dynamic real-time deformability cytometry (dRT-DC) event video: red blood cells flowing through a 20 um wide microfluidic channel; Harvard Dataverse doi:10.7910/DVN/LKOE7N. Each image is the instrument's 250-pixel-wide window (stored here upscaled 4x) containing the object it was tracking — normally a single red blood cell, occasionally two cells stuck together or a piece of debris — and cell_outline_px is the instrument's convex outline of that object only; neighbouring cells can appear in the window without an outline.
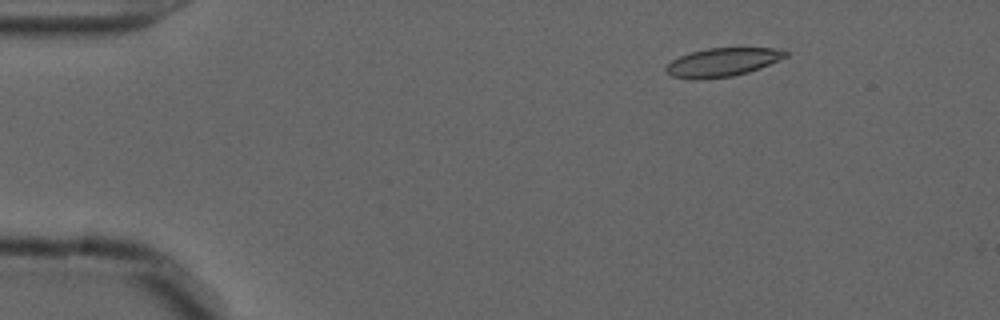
{"species": "common noctule bat (a hibernating species)", "species_latin": "Nyctalus noctula", "temperature_condition": "cold", "stored_images_in_passage": 49, "camera_frame_rate_fps": 3000, "um_per_image_px": 0.085, "animal": {"sex": "male", "forearm_length_mm": 52.5}, "frame": {"image": 1, "passage_image": 1, "time_ms": 0.0, "image_size_px": [1000, 320], "cell_outline_px": [[788, 56], [748, 72], [732, 76], [692, 80], [672, 76], [664, 68], [672, 60], [680, 56], [692, 52], [708, 48], [784, 48], [788, 52]], "centroid_in_image_um": [61.42, 5.28], "position_along_channel_um": 23.6, "area_um2": 19.71}}
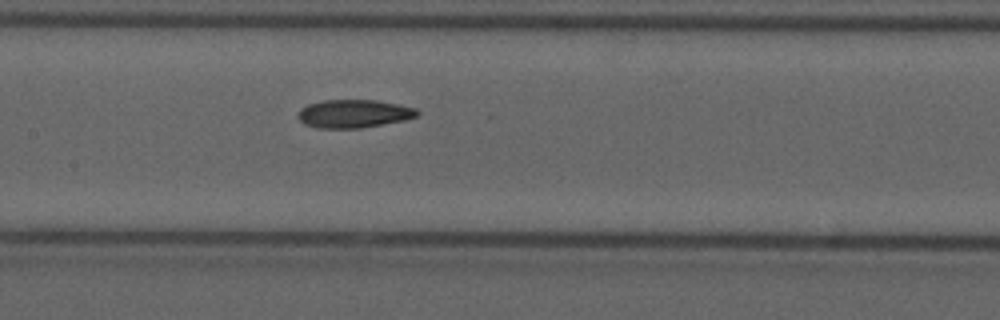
{"frame": {"image": 2, "passage_image": 20, "time_ms": 6.333, "image_size_px": [1000, 320], "cell_outline_px": [[420, 112], [416, 116], [404, 120], [360, 128], [320, 128], [304, 124], [296, 116], [300, 108], [308, 104], [324, 100], [376, 100], [416, 108]], "centroid_in_image_um": [30.04, 9.66], "position_along_channel_um": 177.4, "area_um2": 19.48}}
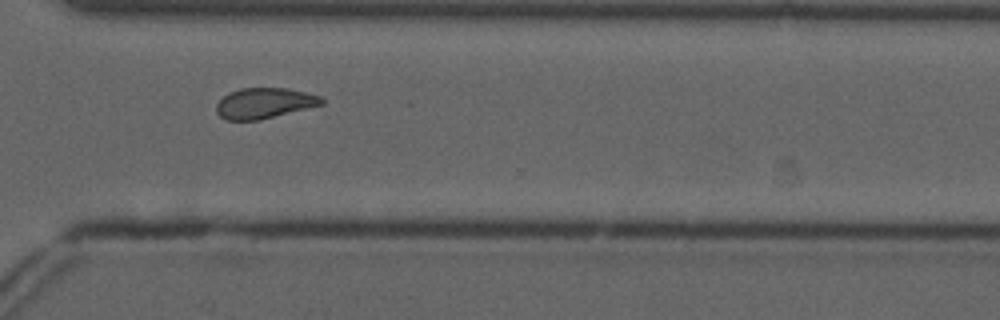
{"frame": {"image": 3, "passage_image": 34, "time_ms": 11.0, "image_size_px": [1000, 320], "cell_outline_px": [[324, 104], [260, 120], [228, 120], [220, 116], [216, 112], [216, 104], [228, 92], [240, 88], [288, 88], [320, 96], [324, 100]], "centroid_in_image_um": [22.46, 8.77], "position_along_channel_um": 348.1, "area_um2": 18.73}, "authors_computed_cell_mechanics": {"area_um2": 19.7098, "velocity_mm_per_s": 3.6711, "shape_relaxation_time_tau1_ms": null, "shape_relaxation_time_tau2_ms": 4.5365, "deformation_change_tau1": null, "deformation_change_tau2": 0.0995}}